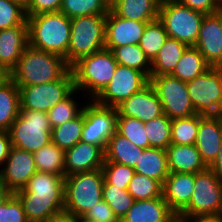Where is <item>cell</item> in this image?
<instances>
[{
    "mask_svg": "<svg viewBox=\"0 0 222 222\" xmlns=\"http://www.w3.org/2000/svg\"><path fill=\"white\" fill-rule=\"evenodd\" d=\"M118 116L132 117L146 123L164 115L158 95L149 83L117 107Z\"/></svg>",
    "mask_w": 222,
    "mask_h": 222,
    "instance_id": "18",
    "label": "cell"
},
{
    "mask_svg": "<svg viewBox=\"0 0 222 222\" xmlns=\"http://www.w3.org/2000/svg\"><path fill=\"white\" fill-rule=\"evenodd\" d=\"M222 199V181L209 168L194 174V191L189 205L178 215L192 218L215 215Z\"/></svg>",
    "mask_w": 222,
    "mask_h": 222,
    "instance_id": "11",
    "label": "cell"
},
{
    "mask_svg": "<svg viewBox=\"0 0 222 222\" xmlns=\"http://www.w3.org/2000/svg\"><path fill=\"white\" fill-rule=\"evenodd\" d=\"M0 222H29L21 201L14 193L0 206Z\"/></svg>",
    "mask_w": 222,
    "mask_h": 222,
    "instance_id": "44",
    "label": "cell"
},
{
    "mask_svg": "<svg viewBox=\"0 0 222 222\" xmlns=\"http://www.w3.org/2000/svg\"><path fill=\"white\" fill-rule=\"evenodd\" d=\"M102 169L77 173L64 178V212L81 218L103 200Z\"/></svg>",
    "mask_w": 222,
    "mask_h": 222,
    "instance_id": "5",
    "label": "cell"
},
{
    "mask_svg": "<svg viewBox=\"0 0 222 222\" xmlns=\"http://www.w3.org/2000/svg\"><path fill=\"white\" fill-rule=\"evenodd\" d=\"M188 47L185 43L168 37L151 62V76L170 75Z\"/></svg>",
    "mask_w": 222,
    "mask_h": 222,
    "instance_id": "27",
    "label": "cell"
},
{
    "mask_svg": "<svg viewBox=\"0 0 222 222\" xmlns=\"http://www.w3.org/2000/svg\"><path fill=\"white\" fill-rule=\"evenodd\" d=\"M194 191V174L169 172L162 186V195L178 216L190 203Z\"/></svg>",
    "mask_w": 222,
    "mask_h": 222,
    "instance_id": "21",
    "label": "cell"
},
{
    "mask_svg": "<svg viewBox=\"0 0 222 222\" xmlns=\"http://www.w3.org/2000/svg\"><path fill=\"white\" fill-rule=\"evenodd\" d=\"M107 14L71 19L70 42L66 63L71 67L80 58L105 48Z\"/></svg>",
    "mask_w": 222,
    "mask_h": 222,
    "instance_id": "6",
    "label": "cell"
},
{
    "mask_svg": "<svg viewBox=\"0 0 222 222\" xmlns=\"http://www.w3.org/2000/svg\"><path fill=\"white\" fill-rule=\"evenodd\" d=\"M205 15L176 0H161L158 19L163 24L168 37L188 46H195Z\"/></svg>",
    "mask_w": 222,
    "mask_h": 222,
    "instance_id": "7",
    "label": "cell"
},
{
    "mask_svg": "<svg viewBox=\"0 0 222 222\" xmlns=\"http://www.w3.org/2000/svg\"><path fill=\"white\" fill-rule=\"evenodd\" d=\"M171 125L172 120L165 114L145 123L149 148L166 150L171 145Z\"/></svg>",
    "mask_w": 222,
    "mask_h": 222,
    "instance_id": "35",
    "label": "cell"
},
{
    "mask_svg": "<svg viewBox=\"0 0 222 222\" xmlns=\"http://www.w3.org/2000/svg\"><path fill=\"white\" fill-rule=\"evenodd\" d=\"M28 45V24L0 30V66L12 72Z\"/></svg>",
    "mask_w": 222,
    "mask_h": 222,
    "instance_id": "22",
    "label": "cell"
},
{
    "mask_svg": "<svg viewBox=\"0 0 222 222\" xmlns=\"http://www.w3.org/2000/svg\"><path fill=\"white\" fill-rule=\"evenodd\" d=\"M147 22L150 21L124 19L110 10L106 17L105 49L139 44Z\"/></svg>",
    "mask_w": 222,
    "mask_h": 222,
    "instance_id": "17",
    "label": "cell"
},
{
    "mask_svg": "<svg viewBox=\"0 0 222 222\" xmlns=\"http://www.w3.org/2000/svg\"><path fill=\"white\" fill-rule=\"evenodd\" d=\"M75 93L80 94L77 89H74L65 99L57 103L47 112L52 128L76 118L83 112L84 106L80 107V105H78L79 103L74 100L73 96H76Z\"/></svg>",
    "mask_w": 222,
    "mask_h": 222,
    "instance_id": "38",
    "label": "cell"
},
{
    "mask_svg": "<svg viewBox=\"0 0 222 222\" xmlns=\"http://www.w3.org/2000/svg\"><path fill=\"white\" fill-rule=\"evenodd\" d=\"M29 44L45 52L54 53L66 61L70 42L71 18L61 11L27 15Z\"/></svg>",
    "mask_w": 222,
    "mask_h": 222,
    "instance_id": "3",
    "label": "cell"
},
{
    "mask_svg": "<svg viewBox=\"0 0 222 222\" xmlns=\"http://www.w3.org/2000/svg\"><path fill=\"white\" fill-rule=\"evenodd\" d=\"M166 152L169 172L195 174L207 168L195 144H171Z\"/></svg>",
    "mask_w": 222,
    "mask_h": 222,
    "instance_id": "24",
    "label": "cell"
},
{
    "mask_svg": "<svg viewBox=\"0 0 222 222\" xmlns=\"http://www.w3.org/2000/svg\"><path fill=\"white\" fill-rule=\"evenodd\" d=\"M0 168V181L12 193L22 189L37 171L33 153L14 146Z\"/></svg>",
    "mask_w": 222,
    "mask_h": 222,
    "instance_id": "15",
    "label": "cell"
},
{
    "mask_svg": "<svg viewBox=\"0 0 222 222\" xmlns=\"http://www.w3.org/2000/svg\"><path fill=\"white\" fill-rule=\"evenodd\" d=\"M11 80V72L0 66V88Z\"/></svg>",
    "mask_w": 222,
    "mask_h": 222,
    "instance_id": "52",
    "label": "cell"
},
{
    "mask_svg": "<svg viewBox=\"0 0 222 222\" xmlns=\"http://www.w3.org/2000/svg\"><path fill=\"white\" fill-rule=\"evenodd\" d=\"M28 24L24 0H0V30Z\"/></svg>",
    "mask_w": 222,
    "mask_h": 222,
    "instance_id": "42",
    "label": "cell"
},
{
    "mask_svg": "<svg viewBox=\"0 0 222 222\" xmlns=\"http://www.w3.org/2000/svg\"><path fill=\"white\" fill-rule=\"evenodd\" d=\"M17 87L20 93V110L47 113L75 89L74 76L70 68L59 80L50 83Z\"/></svg>",
    "mask_w": 222,
    "mask_h": 222,
    "instance_id": "9",
    "label": "cell"
},
{
    "mask_svg": "<svg viewBox=\"0 0 222 222\" xmlns=\"http://www.w3.org/2000/svg\"><path fill=\"white\" fill-rule=\"evenodd\" d=\"M143 151V148L132 144L129 139L116 131L108 141L104 162H115L134 168Z\"/></svg>",
    "mask_w": 222,
    "mask_h": 222,
    "instance_id": "26",
    "label": "cell"
},
{
    "mask_svg": "<svg viewBox=\"0 0 222 222\" xmlns=\"http://www.w3.org/2000/svg\"><path fill=\"white\" fill-rule=\"evenodd\" d=\"M64 178L53 173H36L14 194L21 201L29 222H48L64 212Z\"/></svg>",
    "mask_w": 222,
    "mask_h": 222,
    "instance_id": "1",
    "label": "cell"
},
{
    "mask_svg": "<svg viewBox=\"0 0 222 222\" xmlns=\"http://www.w3.org/2000/svg\"><path fill=\"white\" fill-rule=\"evenodd\" d=\"M102 198L113 209L119 220L122 219L135 202V199L127 189H119L112 184H103Z\"/></svg>",
    "mask_w": 222,
    "mask_h": 222,
    "instance_id": "40",
    "label": "cell"
},
{
    "mask_svg": "<svg viewBox=\"0 0 222 222\" xmlns=\"http://www.w3.org/2000/svg\"><path fill=\"white\" fill-rule=\"evenodd\" d=\"M162 184L150 177L135 173L127 191L135 200H149L162 196Z\"/></svg>",
    "mask_w": 222,
    "mask_h": 222,
    "instance_id": "41",
    "label": "cell"
},
{
    "mask_svg": "<svg viewBox=\"0 0 222 222\" xmlns=\"http://www.w3.org/2000/svg\"><path fill=\"white\" fill-rule=\"evenodd\" d=\"M70 68L63 57L29 44L11 72V80L16 86L50 83L59 80Z\"/></svg>",
    "mask_w": 222,
    "mask_h": 222,
    "instance_id": "2",
    "label": "cell"
},
{
    "mask_svg": "<svg viewBox=\"0 0 222 222\" xmlns=\"http://www.w3.org/2000/svg\"><path fill=\"white\" fill-rule=\"evenodd\" d=\"M118 110L94 100L84 105L81 141L100 146L104 151L116 132Z\"/></svg>",
    "mask_w": 222,
    "mask_h": 222,
    "instance_id": "13",
    "label": "cell"
},
{
    "mask_svg": "<svg viewBox=\"0 0 222 222\" xmlns=\"http://www.w3.org/2000/svg\"><path fill=\"white\" fill-rule=\"evenodd\" d=\"M161 0H123L112 11L119 17L136 21L158 18Z\"/></svg>",
    "mask_w": 222,
    "mask_h": 222,
    "instance_id": "28",
    "label": "cell"
},
{
    "mask_svg": "<svg viewBox=\"0 0 222 222\" xmlns=\"http://www.w3.org/2000/svg\"><path fill=\"white\" fill-rule=\"evenodd\" d=\"M186 84L196 114L222 115V68L210 67Z\"/></svg>",
    "mask_w": 222,
    "mask_h": 222,
    "instance_id": "10",
    "label": "cell"
},
{
    "mask_svg": "<svg viewBox=\"0 0 222 222\" xmlns=\"http://www.w3.org/2000/svg\"><path fill=\"white\" fill-rule=\"evenodd\" d=\"M222 143V115H200L195 146L209 167L216 159Z\"/></svg>",
    "mask_w": 222,
    "mask_h": 222,
    "instance_id": "20",
    "label": "cell"
},
{
    "mask_svg": "<svg viewBox=\"0 0 222 222\" xmlns=\"http://www.w3.org/2000/svg\"><path fill=\"white\" fill-rule=\"evenodd\" d=\"M104 161L105 151L100 146L79 141L65 150V177L101 169Z\"/></svg>",
    "mask_w": 222,
    "mask_h": 222,
    "instance_id": "19",
    "label": "cell"
},
{
    "mask_svg": "<svg viewBox=\"0 0 222 222\" xmlns=\"http://www.w3.org/2000/svg\"><path fill=\"white\" fill-rule=\"evenodd\" d=\"M101 169L104 175L103 184H112L119 189H127L135 174L134 168L115 162H104Z\"/></svg>",
    "mask_w": 222,
    "mask_h": 222,
    "instance_id": "43",
    "label": "cell"
},
{
    "mask_svg": "<svg viewBox=\"0 0 222 222\" xmlns=\"http://www.w3.org/2000/svg\"><path fill=\"white\" fill-rule=\"evenodd\" d=\"M194 47L211 67L222 68V8L204 16Z\"/></svg>",
    "mask_w": 222,
    "mask_h": 222,
    "instance_id": "16",
    "label": "cell"
},
{
    "mask_svg": "<svg viewBox=\"0 0 222 222\" xmlns=\"http://www.w3.org/2000/svg\"><path fill=\"white\" fill-rule=\"evenodd\" d=\"M76 222H86V221H84L82 218L76 217Z\"/></svg>",
    "mask_w": 222,
    "mask_h": 222,
    "instance_id": "57",
    "label": "cell"
},
{
    "mask_svg": "<svg viewBox=\"0 0 222 222\" xmlns=\"http://www.w3.org/2000/svg\"><path fill=\"white\" fill-rule=\"evenodd\" d=\"M11 147L12 143L10 140L9 132L0 131V165H4Z\"/></svg>",
    "mask_w": 222,
    "mask_h": 222,
    "instance_id": "48",
    "label": "cell"
},
{
    "mask_svg": "<svg viewBox=\"0 0 222 222\" xmlns=\"http://www.w3.org/2000/svg\"><path fill=\"white\" fill-rule=\"evenodd\" d=\"M37 171L65 176V151L52 141L33 152Z\"/></svg>",
    "mask_w": 222,
    "mask_h": 222,
    "instance_id": "31",
    "label": "cell"
},
{
    "mask_svg": "<svg viewBox=\"0 0 222 222\" xmlns=\"http://www.w3.org/2000/svg\"><path fill=\"white\" fill-rule=\"evenodd\" d=\"M81 218L86 222H120L113 209L104 200L97 202Z\"/></svg>",
    "mask_w": 222,
    "mask_h": 222,
    "instance_id": "45",
    "label": "cell"
},
{
    "mask_svg": "<svg viewBox=\"0 0 222 222\" xmlns=\"http://www.w3.org/2000/svg\"><path fill=\"white\" fill-rule=\"evenodd\" d=\"M83 128V112L76 118L52 128L51 139L60 149L72 148L81 141Z\"/></svg>",
    "mask_w": 222,
    "mask_h": 222,
    "instance_id": "33",
    "label": "cell"
},
{
    "mask_svg": "<svg viewBox=\"0 0 222 222\" xmlns=\"http://www.w3.org/2000/svg\"><path fill=\"white\" fill-rule=\"evenodd\" d=\"M167 38V32L161 21L157 18L147 22L139 46L152 62L158 55L159 50L162 48Z\"/></svg>",
    "mask_w": 222,
    "mask_h": 222,
    "instance_id": "34",
    "label": "cell"
},
{
    "mask_svg": "<svg viewBox=\"0 0 222 222\" xmlns=\"http://www.w3.org/2000/svg\"><path fill=\"white\" fill-rule=\"evenodd\" d=\"M150 84L160 99L164 114L171 120L196 114L186 82L172 75H160L150 76Z\"/></svg>",
    "mask_w": 222,
    "mask_h": 222,
    "instance_id": "12",
    "label": "cell"
},
{
    "mask_svg": "<svg viewBox=\"0 0 222 222\" xmlns=\"http://www.w3.org/2000/svg\"><path fill=\"white\" fill-rule=\"evenodd\" d=\"M19 113V88L10 80L0 88V131H9L11 124Z\"/></svg>",
    "mask_w": 222,
    "mask_h": 222,
    "instance_id": "30",
    "label": "cell"
},
{
    "mask_svg": "<svg viewBox=\"0 0 222 222\" xmlns=\"http://www.w3.org/2000/svg\"><path fill=\"white\" fill-rule=\"evenodd\" d=\"M112 53L118 64L143 72L150 78L151 61L139 44L115 47Z\"/></svg>",
    "mask_w": 222,
    "mask_h": 222,
    "instance_id": "32",
    "label": "cell"
},
{
    "mask_svg": "<svg viewBox=\"0 0 222 222\" xmlns=\"http://www.w3.org/2000/svg\"><path fill=\"white\" fill-rule=\"evenodd\" d=\"M121 1H123V0H106L107 5L110 10H112Z\"/></svg>",
    "mask_w": 222,
    "mask_h": 222,
    "instance_id": "54",
    "label": "cell"
},
{
    "mask_svg": "<svg viewBox=\"0 0 222 222\" xmlns=\"http://www.w3.org/2000/svg\"><path fill=\"white\" fill-rule=\"evenodd\" d=\"M209 168L220 178L222 181V143L216 159L209 166Z\"/></svg>",
    "mask_w": 222,
    "mask_h": 222,
    "instance_id": "49",
    "label": "cell"
},
{
    "mask_svg": "<svg viewBox=\"0 0 222 222\" xmlns=\"http://www.w3.org/2000/svg\"><path fill=\"white\" fill-rule=\"evenodd\" d=\"M48 222H76V216L62 212L52 217Z\"/></svg>",
    "mask_w": 222,
    "mask_h": 222,
    "instance_id": "51",
    "label": "cell"
},
{
    "mask_svg": "<svg viewBox=\"0 0 222 222\" xmlns=\"http://www.w3.org/2000/svg\"><path fill=\"white\" fill-rule=\"evenodd\" d=\"M26 15L60 11L63 0H24Z\"/></svg>",
    "mask_w": 222,
    "mask_h": 222,
    "instance_id": "46",
    "label": "cell"
},
{
    "mask_svg": "<svg viewBox=\"0 0 222 222\" xmlns=\"http://www.w3.org/2000/svg\"><path fill=\"white\" fill-rule=\"evenodd\" d=\"M8 132L12 146L32 153L52 141V127L45 112L20 110Z\"/></svg>",
    "mask_w": 222,
    "mask_h": 222,
    "instance_id": "8",
    "label": "cell"
},
{
    "mask_svg": "<svg viewBox=\"0 0 222 222\" xmlns=\"http://www.w3.org/2000/svg\"><path fill=\"white\" fill-rule=\"evenodd\" d=\"M13 193L0 181V206L7 201Z\"/></svg>",
    "mask_w": 222,
    "mask_h": 222,
    "instance_id": "53",
    "label": "cell"
},
{
    "mask_svg": "<svg viewBox=\"0 0 222 222\" xmlns=\"http://www.w3.org/2000/svg\"><path fill=\"white\" fill-rule=\"evenodd\" d=\"M183 222H222L216 215H201L192 218H182Z\"/></svg>",
    "mask_w": 222,
    "mask_h": 222,
    "instance_id": "50",
    "label": "cell"
},
{
    "mask_svg": "<svg viewBox=\"0 0 222 222\" xmlns=\"http://www.w3.org/2000/svg\"><path fill=\"white\" fill-rule=\"evenodd\" d=\"M149 83L150 78L145 73L118 64L110 83L94 101L103 106L117 108Z\"/></svg>",
    "mask_w": 222,
    "mask_h": 222,
    "instance_id": "14",
    "label": "cell"
},
{
    "mask_svg": "<svg viewBox=\"0 0 222 222\" xmlns=\"http://www.w3.org/2000/svg\"><path fill=\"white\" fill-rule=\"evenodd\" d=\"M116 131L129 139L132 144L143 149L149 148V140L146 136L145 123L139 119L125 116H117Z\"/></svg>",
    "mask_w": 222,
    "mask_h": 222,
    "instance_id": "39",
    "label": "cell"
},
{
    "mask_svg": "<svg viewBox=\"0 0 222 222\" xmlns=\"http://www.w3.org/2000/svg\"><path fill=\"white\" fill-rule=\"evenodd\" d=\"M215 215L222 219V199L220 201L218 211H217V213Z\"/></svg>",
    "mask_w": 222,
    "mask_h": 222,
    "instance_id": "55",
    "label": "cell"
},
{
    "mask_svg": "<svg viewBox=\"0 0 222 222\" xmlns=\"http://www.w3.org/2000/svg\"><path fill=\"white\" fill-rule=\"evenodd\" d=\"M177 2L188 6L192 10L202 12L204 14H213L222 8V0H176Z\"/></svg>",
    "mask_w": 222,
    "mask_h": 222,
    "instance_id": "47",
    "label": "cell"
},
{
    "mask_svg": "<svg viewBox=\"0 0 222 222\" xmlns=\"http://www.w3.org/2000/svg\"><path fill=\"white\" fill-rule=\"evenodd\" d=\"M199 123L200 114L173 119L171 125V144H195Z\"/></svg>",
    "mask_w": 222,
    "mask_h": 222,
    "instance_id": "36",
    "label": "cell"
},
{
    "mask_svg": "<svg viewBox=\"0 0 222 222\" xmlns=\"http://www.w3.org/2000/svg\"><path fill=\"white\" fill-rule=\"evenodd\" d=\"M171 222H183V219L179 216H176Z\"/></svg>",
    "mask_w": 222,
    "mask_h": 222,
    "instance_id": "56",
    "label": "cell"
},
{
    "mask_svg": "<svg viewBox=\"0 0 222 222\" xmlns=\"http://www.w3.org/2000/svg\"><path fill=\"white\" fill-rule=\"evenodd\" d=\"M134 170L135 173L153 178L163 185L169 175L166 150L153 147L144 149Z\"/></svg>",
    "mask_w": 222,
    "mask_h": 222,
    "instance_id": "25",
    "label": "cell"
},
{
    "mask_svg": "<svg viewBox=\"0 0 222 222\" xmlns=\"http://www.w3.org/2000/svg\"><path fill=\"white\" fill-rule=\"evenodd\" d=\"M176 216L162 195L149 200H135L120 222H171Z\"/></svg>",
    "mask_w": 222,
    "mask_h": 222,
    "instance_id": "23",
    "label": "cell"
},
{
    "mask_svg": "<svg viewBox=\"0 0 222 222\" xmlns=\"http://www.w3.org/2000/svg\"><path fill=\"white\" fill-rule=\"evenodd\" d=\"M117 65L112 51L105 48L80 58L71 66L74 88L94 100L110 83Z\"/></svg>",
    "mask_w": 222,
    "mask_h": 222,
    "instance_id": "4",
    "label": "cell"
},
{
    "mask_svg": "<svg viewBox=\"0 0 222 222\" xmlns=\"http://www.w3.org/2000/svg\"><path fill=\"white\" fill-rule=\"evenodd\" d=\"M60 11L69 18L107 14L110 9L106 0H63Z\"/></svg>",
    "mask_w": 222,
    "mask_h": 222,
    "instance_id": "37",
    "label": "cell"
},
{
    "mask_svg": "<svg viewBox=\"0 0 222 222\" xmlns=\"http://www.w3.org/2000/svg\"><path fill=\"white\" fill-rule=\"evenodd\" d=\"M210 67L199 50L194 46H189L170 75L188 82L203 74Z\"/></svg>",
    "mask_w": 222,
    "mask_h": 222,
    "instance_id": "29",
    "label": "cell"
}]
</instances>
